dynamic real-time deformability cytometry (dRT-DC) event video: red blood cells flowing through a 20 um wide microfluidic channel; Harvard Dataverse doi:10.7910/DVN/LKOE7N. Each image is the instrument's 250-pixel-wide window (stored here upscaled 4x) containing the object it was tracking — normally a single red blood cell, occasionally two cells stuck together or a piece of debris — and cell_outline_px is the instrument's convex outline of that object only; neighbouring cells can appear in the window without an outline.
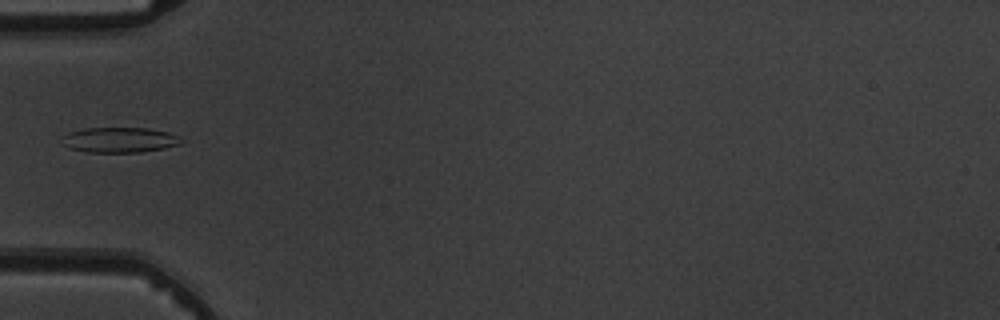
{"species": "common noctule bat (a hibernating species)", "species_latin": "Nyctalus noctula", "temperature_condition": "warm", "stored_images_in_passage": 7, "camera_frame_rate_fps": 3000, "um_per_image_px": 0.085, "animal": {"sex": "male", "body_mass_g": 19.5, "forearm_length_mm": 54.6}, "frame": {"image": 1, "passage_image": 5, "time_ms": 5.667, "image_size_px": [1000, 320], "cell_outline_px": [[184, 140], [180, 144], [164, 148], [140, 152], [88, 152], [68, 148], [60, 144], [64, 136], [68, 132], [84, 128], [148, 128], [168, 132], [180, 136]], "centroid_in_image_um": [10.15, 11.89], "position_along_channel_um": 74.8, "area_um2": 17.69}}
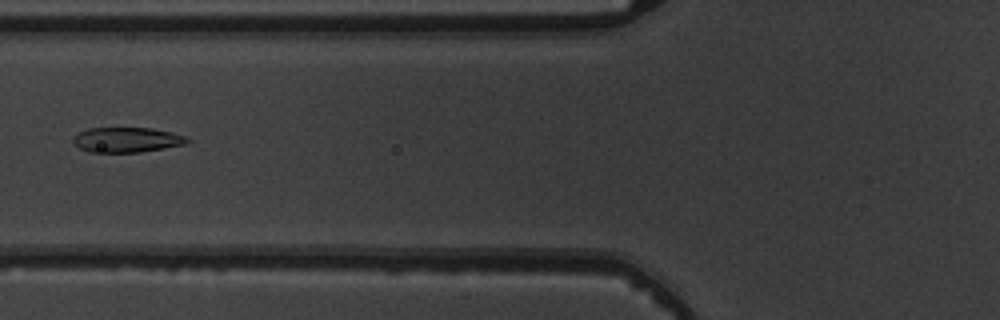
{"frame": {"image": 2, "passage_image": 6, "time_ms": 6.667, "image_size_px": [1000, 320], "cell_outline_px": [[192, 140], [184, 144], [164, 148], [140, 152], [88, 152], [72, 144], [72, 136], [88, 128], [152, 128], [172, 132], [188, 136]], "centroid_in_image_um": [10.78, 11.88], "position_along_channel_um": 115.0, "area_um2": 16.82}}
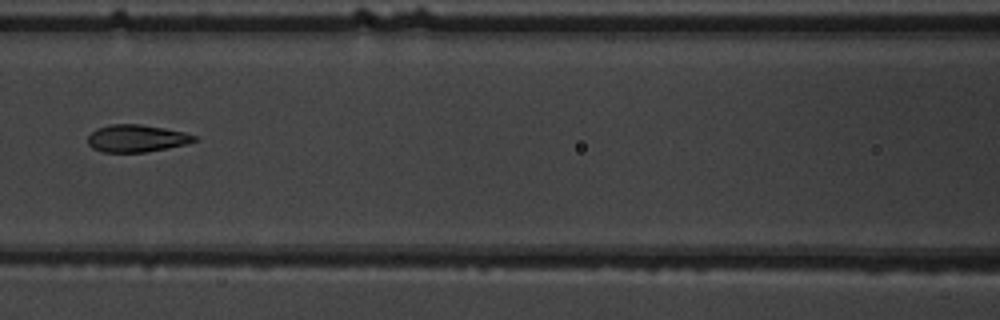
{"frame": {"image": 3, "passage_image": 7, "time_ms": 7.667, "image_size_px": [1000, 320], "cell_outline_px": [[196, 140], [188, 144], [144, 152], [100, 152], [92, 148], [88, 144], [88, 136], [96, 128], [108, 124], [140, 124], [164, 128], [184, 132], [196, 136]], "centroid_in_image_um": [11.57, 11.76], "position_along_channel_um": 155.0, "area_um2": 16.99}}